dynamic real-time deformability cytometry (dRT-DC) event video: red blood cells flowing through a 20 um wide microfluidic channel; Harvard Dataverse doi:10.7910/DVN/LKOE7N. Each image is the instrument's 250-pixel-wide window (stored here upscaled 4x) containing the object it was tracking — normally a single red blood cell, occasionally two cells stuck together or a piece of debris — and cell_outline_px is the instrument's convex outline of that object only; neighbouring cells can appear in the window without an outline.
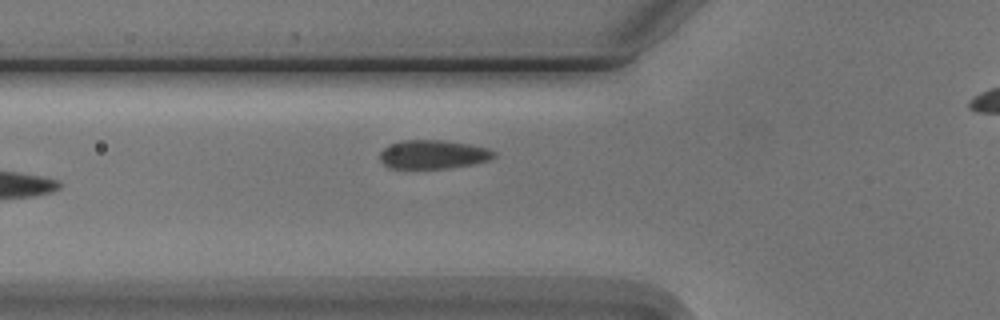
{"species": "Egyptian fruit bat (a non-hibernating species)", "species_latin": "Rousettus aegyptiacus", "temperature_condition": "cold", "stored_images_in_passage": 6, "segment_of_instrument_passage": [1, 2], "camera_frame_rate_fps": 3000, "um_per_image_px": 0.085, "animal": {"sex": "male"}, "frame": {"image": 1, "passage_image": 5, "time_ms": 4.667, "image_size_px": [1000, 320], "cell_outline_px": [[496, 156], [488, 160], [472, 164], [448, 168], [388, 168], [380, 160], [380, 152], [388, 144], [400, 140], [444, 140], [468, 144], [488, 148], [496, 152]], "centroid_in_image_um": [36.79, 13.12], "position_along_channel_um": 89.0, "area_um2": 19.19}}